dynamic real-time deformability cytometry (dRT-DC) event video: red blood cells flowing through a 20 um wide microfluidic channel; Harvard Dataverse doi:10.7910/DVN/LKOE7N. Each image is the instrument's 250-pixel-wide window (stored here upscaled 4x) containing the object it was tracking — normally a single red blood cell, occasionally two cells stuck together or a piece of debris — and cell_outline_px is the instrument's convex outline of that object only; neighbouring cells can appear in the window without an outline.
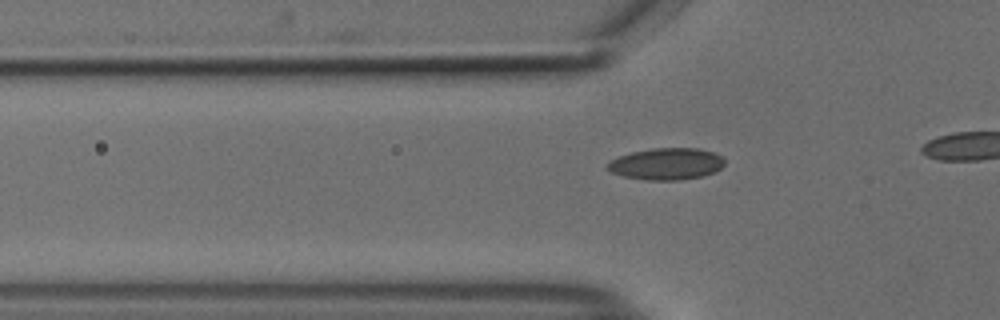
{"species": "common noctule bat (a hibernating species)", "species_latin": "Nyctalus noctula", "temperature_condition": "cold", "stored_images_in_passage": 16, "camera_frame_rate_fps": 3000, "um_per_image_px": 0.085, "animal": {"sex": "male", "body_mass_g": 18.8}, "frame": {"image": 1, "passage_image": 10, "time_ms": 3.0, "image_size_px": [1000, 320], "cell_outline_px": [[724, 164], [720, 168], [704, 176], [680, 180], [648, 180], [624, 176], [612, 172], [604, 168], [612, 160], [620, 156], [632, 152], [652, 148], [700, 148], [712, 152], [720, 156], [724, 160]], "centroid_in_image_um": [56.65, 13.93], "position_along_channel_um": 69.2, "area_um2": 21.5}}
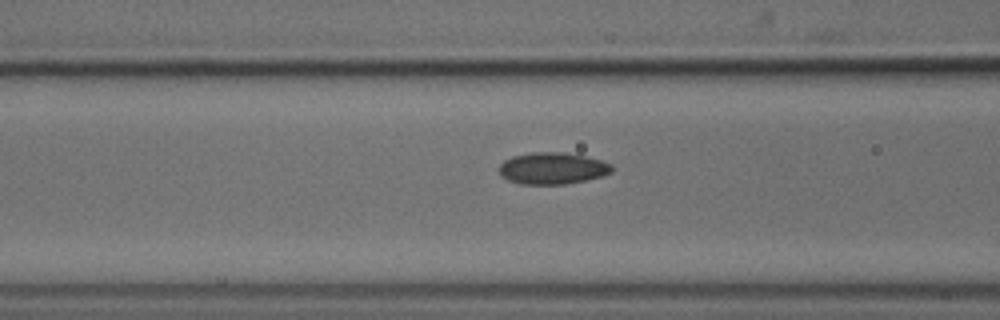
{"frame": {"image": 2, "passage_image": 14, "time_ms": 4.333, "image_size_px": [1000, 320], "cell_outline_px": [[612, 172], [600, 176], [584, 180], [564, 184], [520, 184], [508, 180], [500, 176], [496, 168], [504, 160], [512, 156], [532, 152], [564, 152], [584, 156], [600, 160], [612, 164]], "centroid_in_image_um": [46.89, 14.3], "position_along_channel_um": 119.7, "area_um2": 20.92}}